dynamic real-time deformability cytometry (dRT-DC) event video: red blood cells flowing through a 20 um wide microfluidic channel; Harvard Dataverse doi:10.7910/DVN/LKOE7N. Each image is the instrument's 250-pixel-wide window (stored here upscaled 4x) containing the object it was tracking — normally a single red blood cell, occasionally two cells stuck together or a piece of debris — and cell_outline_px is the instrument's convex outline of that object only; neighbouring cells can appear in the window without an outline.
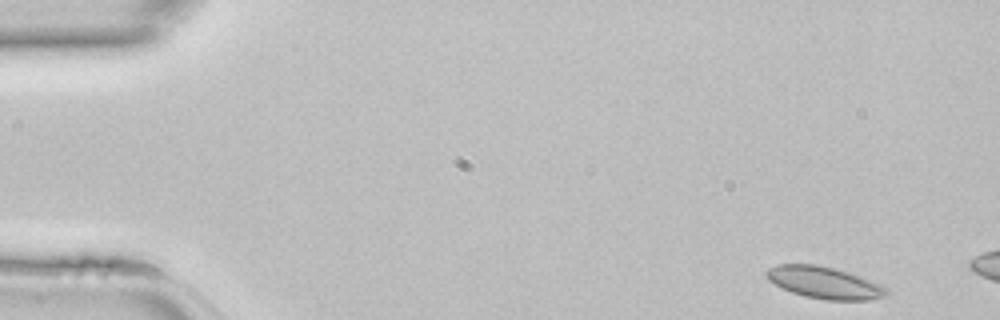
{"species": "common noctule bat (a hibernating species)", "species_latin": "Nyctalus noctula", "temperature_condition": "room temperature", "stored_images_in_passage": 6, "camera_frame_rate_fps": 3000, "um_per_image_px": 0.085, "animal": {"sex": "female", "body_mass_g": 22.7, "forearm_length_mm": 54.2}, "frame": {"image": 1, "passage_image": 1, "time_ms": 0.0, "image_size_px": [1000, 320], "cell_outline_px": [[888, 296], [868, 300], [828, 300], [804, 296], [792, 292], [768, 280], [764, 276], [764, 272], [768, 268], [776, 264], [816, 264], [848, 272], [860, 276], [880, 284], [888, 288]], "centroid_in_image_um": [70.07, 24.02], "position_along_channel_um": 14.9, "area_um2": 22.37}}